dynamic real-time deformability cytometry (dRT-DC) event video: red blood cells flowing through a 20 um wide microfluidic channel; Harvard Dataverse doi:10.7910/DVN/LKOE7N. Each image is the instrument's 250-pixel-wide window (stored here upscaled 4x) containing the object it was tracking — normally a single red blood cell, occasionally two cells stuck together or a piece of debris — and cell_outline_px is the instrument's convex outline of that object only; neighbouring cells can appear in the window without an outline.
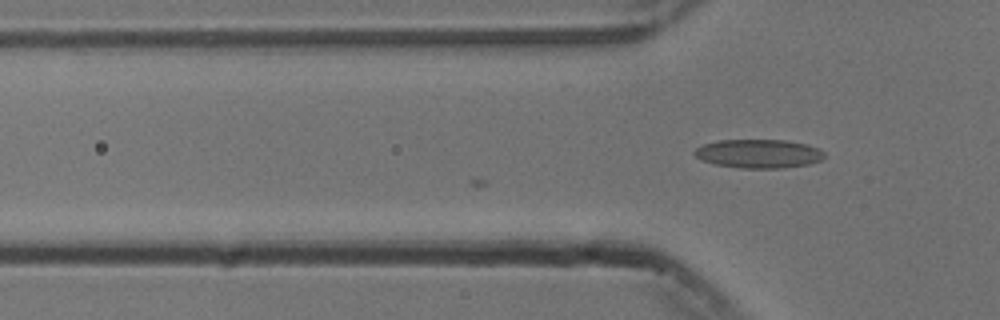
{"species": "common noctule bat (a hibernating species)", "species_latin": "Nyctalus noctula", "temperature_condition": "cold", "stored_images_in_passage": 15, "camera_frame_rate_fps": 3000, "um_per_image_px": 0.085, "animal": {"sex": "male", "body_mass_g": 13.3}, "frame": {"image": 1, "passage_image": 15, "time_ms": 4.667, "image_size_px": [1000, 320], "cell_outline_px": [[824, 156], [820, 160], [808, 164], [784, 168], [740, 168], [716, 164], [704, 160], [696, 156], [692, 152], [696, 148], [704, 144], [720, 140], [784, 140], [808, 144], [820, 148], [824, 152]], "centroid_in_image_um": [64.51, 13.06], "position_along_channel_um": 61.3, "area_um2": 21.68}}